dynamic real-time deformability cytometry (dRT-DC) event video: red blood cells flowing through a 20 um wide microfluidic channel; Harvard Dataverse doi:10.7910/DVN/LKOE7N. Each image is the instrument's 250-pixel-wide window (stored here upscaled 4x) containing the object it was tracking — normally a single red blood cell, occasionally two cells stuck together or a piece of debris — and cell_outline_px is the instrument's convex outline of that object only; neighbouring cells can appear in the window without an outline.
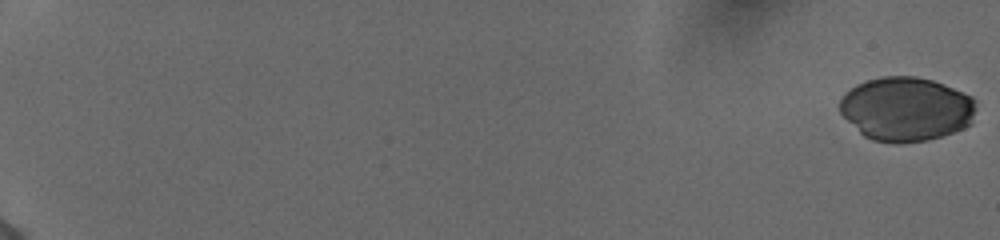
{"species": "human", "species_latin": "Homo sapiens", "temperature_condition": "cold", "stored_images_in_passage": 56, "camera_frame_rate_fps": 3000, "um_per_image_px": 0.085, "donor": {"sex": "female"}, "frame": {"image": 1, "passage_image": 1, "time_ms": 0.0, "image_size_px": [1000, 240], "cell_outline_px": [[976, 108], [972, 124], [964, 128], [940, 136], [924, 140], [900, 144], [896, 144], [872, 140], [864, 136], [840, 112], [840, 100], [844, 92], [856, 84], [868, 80], [884, 76], [916, 76], [932, 80], [944, 84], [972, 96], [976, 100]], "centroid_in_image_um": [77.04, 9.26], "position_along_channel_um": 8.0, "area_um2": 51.1}}
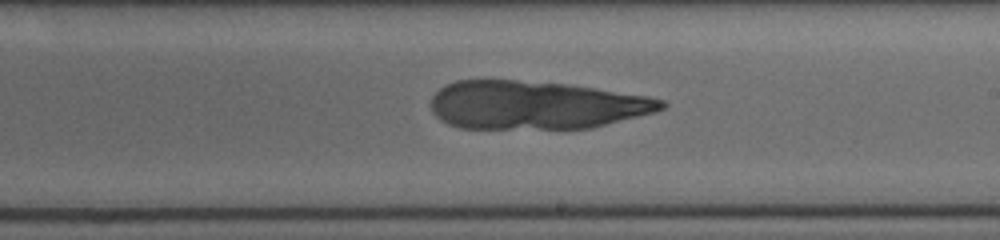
{"frame": {"image": 2, "passage_image": 37, "time_ms": 12.0, "image_size_px": [1000, 240], "cell_outline_px": [[668, 104], [664, 108], [652, 112], [592, 128], [460, 128], [448, 124], [440, 120], [432, 112], [432, 96], [444, 84], [456, 80], [516, 80], [568, 84], [596, 88], [648, 96], [664, 100]], "centroid_in_image_um": [45.5, 8.92], "position_along_channel_um": 243.5, "area_um2": 64.74}}
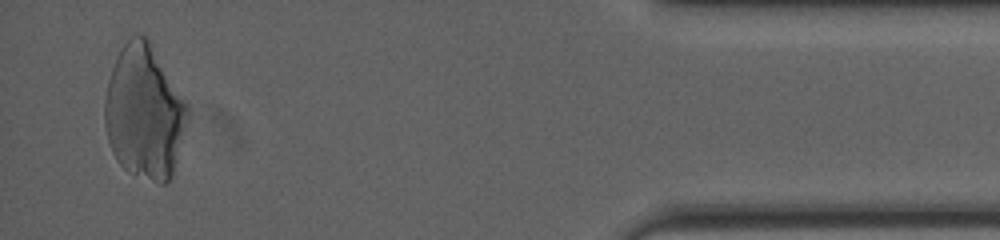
{"frame": {"image": 3, "passage_image": 55, "time_ms": 18.0, "image_size_px": [1000, 240], "cell_outline_px": [[188, 116], [172, 176], [164, 184], [160, 184], [132, 172], [124, 168], [116, 160], [112, 152], [108, 140], [104, 124], [104, 100], [108, 80], [116, 56], [124, 44], [136, 32], [144, 36], [148, 40], [188, 104]], "centroid_in_image_um": [12.24, 9.54], "position_along_channel_um": 423.0, "area_um2": 63.87}}